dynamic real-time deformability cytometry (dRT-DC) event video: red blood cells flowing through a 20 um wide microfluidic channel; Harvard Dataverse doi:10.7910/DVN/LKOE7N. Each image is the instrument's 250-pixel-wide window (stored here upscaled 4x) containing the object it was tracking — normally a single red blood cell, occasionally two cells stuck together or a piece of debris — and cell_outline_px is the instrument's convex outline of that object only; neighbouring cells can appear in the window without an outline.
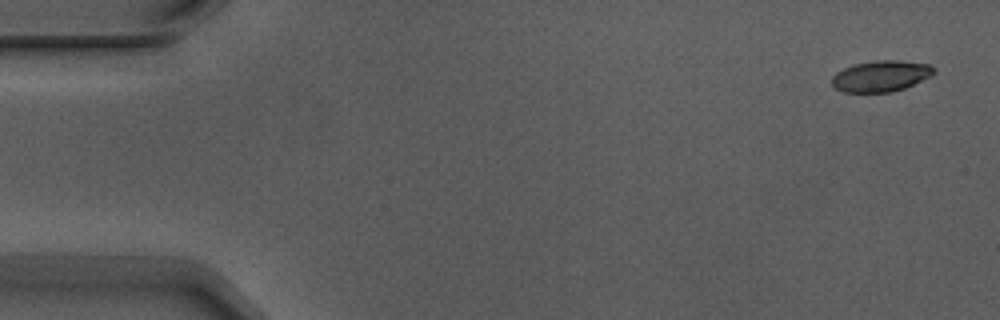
{"species": "Egyptian fruit bat (a non-hibernating species)", "species_latin": "Rousettus aegyptiacus", "temperature_condition": "warm", "stored_images_in_passage": 3, "camera_frame_rate_fps": 3000, "um_per_image_px": 0.085, "animal": {"sex": "male"}, "frame": {"image": 1, "passage_image": 1, "time_ms": 0.0, "image_size_px": [1000, 320], "cell_outline_px": [[936, 72], [932, 76], [904, 88], [892, 92], [844, 92], [832, 88], [832, 76], [836, 72], [844, 68], [856, 64], [876, 60], [900, 60], [928, 64]], "centroid_in_image_um": [74.86, 6.47], "position_along_channel_um": 10.1, "area_um2": 18.5}}